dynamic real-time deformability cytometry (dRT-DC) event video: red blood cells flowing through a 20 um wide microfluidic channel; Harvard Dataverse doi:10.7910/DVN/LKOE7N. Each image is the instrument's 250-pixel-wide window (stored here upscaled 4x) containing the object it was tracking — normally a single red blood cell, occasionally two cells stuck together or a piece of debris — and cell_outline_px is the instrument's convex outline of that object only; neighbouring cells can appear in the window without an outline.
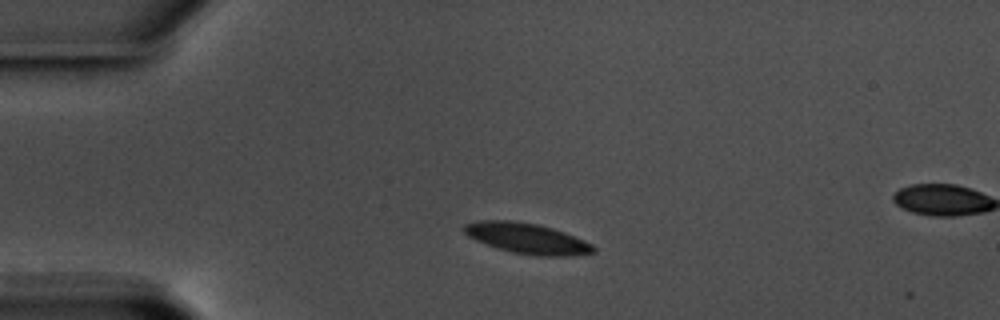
{"species": "common noctule bat (a hibernating species)", "species_latin": "Nyctalus noctula", "temperature_condition": "warm", "stored_images_in_passage": 4, "camera_frame_rate_fps": 3000, "um_per_image_px": 0.085, "animal": {"sex": "male", "body_mass_g": 17.5, "forearm_length_mm": 52.3}, "frame": {"image": 1, "passage_image": 2, "time_ms": 0.333, "image_size_px": [1000, 320], "cell_outline_px": [[596, 252], [568, 256], [540, 256], [512, 252], [496, 248], [476, 240], [468, 236], [464, 232], [464, 224], [480, 220], [516, 220], [536, 224], [552, 228], [564, 232], [584, 240], [592, 244], [596, 248]], "centroid_in_image_um": [44.8, 20.26], "position_along_channel_um": 40.2, "area_um2": 23.0}}